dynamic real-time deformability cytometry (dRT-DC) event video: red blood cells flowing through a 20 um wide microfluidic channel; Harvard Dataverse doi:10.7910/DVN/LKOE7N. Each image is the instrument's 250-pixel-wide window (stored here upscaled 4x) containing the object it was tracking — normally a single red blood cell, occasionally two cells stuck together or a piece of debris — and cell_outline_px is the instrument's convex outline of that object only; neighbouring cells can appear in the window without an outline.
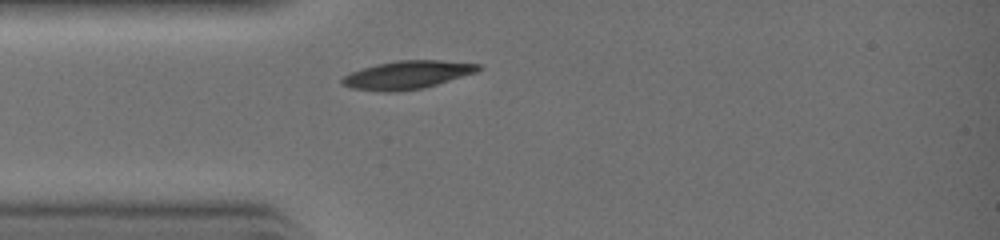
{"species": "common noctule bat (a hibernating species)", "species_latin": "Nyctalus noctula", "temperature_condition": "warm", "stored_images_in_passage": 21, "camera_frame_rate_fps": 3000, "um_per_image_px": 0.085, "animal": {"sex": "female", "body_mass_g": 19.0, "forearm_length_mm": 51.5}, "frame": {"image": 1, "passage_image": 1, "time_ms": 0.0, "image_size_px": [1000, 240], "cell_outline_px": [[484, 68], [476, 72], [424, 88], [396, 92], [376, 92], [348, 88], [340, 84], [340, 80], [344, 76], [352, 72], [376, 64], [396, 60], [440, 60], [480, 64]], "centroid_in_image_um": [34.58, 6.38], "position_along_channel_um": 50.4, "area_um2": 22.6}}
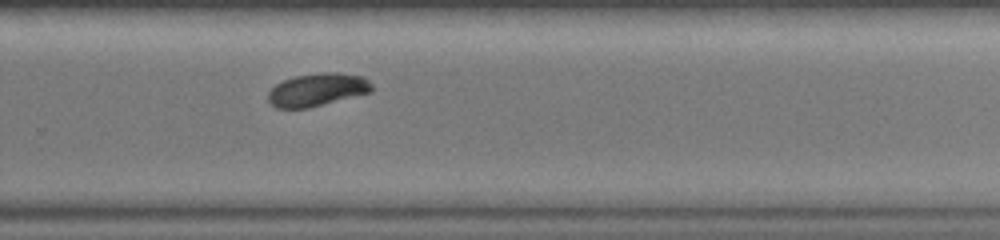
{"frame": {"image": 2, "passage_image": 14, "time_ms": 4.333, "image_size_px": [1000, 240], "cell_outline_px": [[372, 92], [308, 108], [276, 108], [268, 100], [268, 92], [276, 84], [284, 80], [296, 76], [320, 72], [336, 72], [364, 76], [372, 84]], "centroid_in_image_um": [26.99, 7.62], "position_along_channel_um": 302.8, "area_um2": 19.88}}
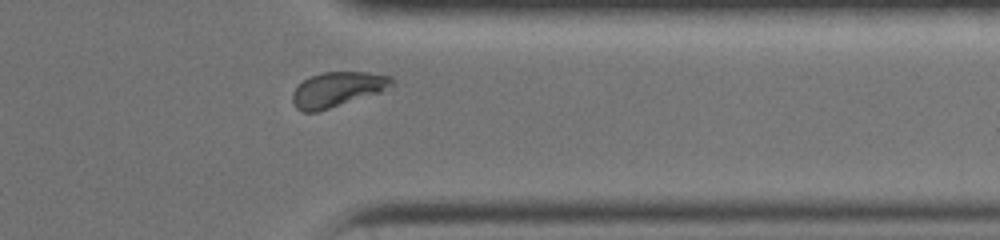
{"frame": {"image": 3, "passage_image": 18, "time_ms": 5.667, "image_size_px": [1000, 240], "cell_outline_px": [[396, 84], [380, 92], [316, 112], [304, 112], [296, 108], [292, 100], [292, 92], [304, 80], [312, 76], [324, 72], [368, 72], [392, 76], [396, 80]], "centroid_in_image_um": [28.72, 7.58], "position_along_channel_um": 382.7, "area_um2": 20.06}}